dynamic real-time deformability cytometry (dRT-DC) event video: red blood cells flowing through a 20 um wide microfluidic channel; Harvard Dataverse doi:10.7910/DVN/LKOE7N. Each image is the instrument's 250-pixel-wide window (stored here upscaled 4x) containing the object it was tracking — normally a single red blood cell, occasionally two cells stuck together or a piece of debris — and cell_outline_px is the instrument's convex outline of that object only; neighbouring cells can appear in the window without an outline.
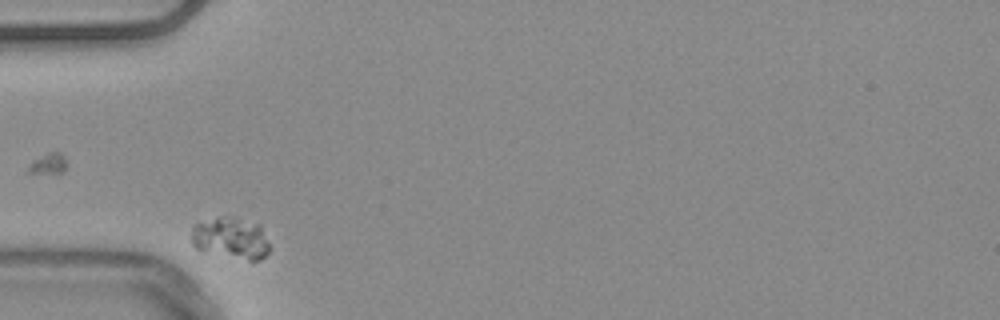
{"species": "common noctule bat (a hibernating species)", "species_latin": "Nyctalus noctula", "temperature_condition": "warm", "stored_images_in_passage": 31, "camera_frame_rate_fps": 3000, "um_per_image_px": 0.085, "animal": {"sex": "male", "body_mass_g": 20.4}, "frame": {"image": 1, "passage_image": 1, "time_ms": 0.0, "image_size_px": [1000, 320], "cell_outline_px": [[268, 252], [260, 260], [248, 260], [196, 248], [192, 244], [192, 224], [220, 216], [224, 216], [260, 224], [268, 244]], "centroid_in_image_um": [19.61, 20.22], "position_along_channel_um": 65.4, "area_um2": 18.38}}
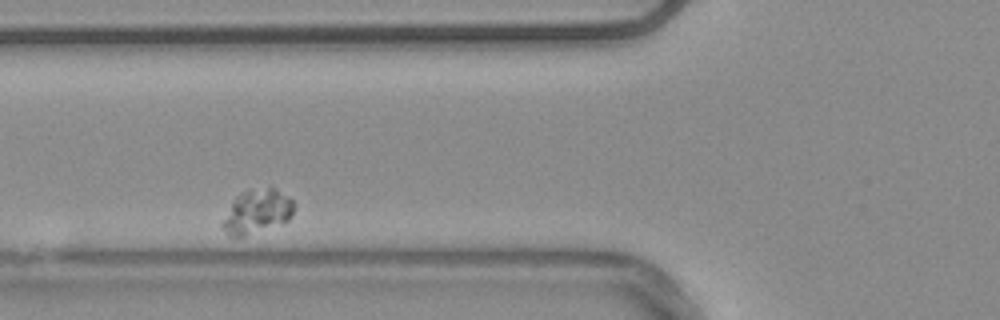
{"frame": {"image": 2, "passage_image": 5, "time_ms": 1.333, "image_size_px": [1000, 320], "cell_outline_px": [[296, 204], [292, 216], [288, 220], [244, 236], [228, 236], [220, 224], [236, 196], [244, 192], [268, 188], [276, 188], [288, 196]], "centroid_in_image_um": [21.86, 17.99], "position_along_channel_um": 103.9, "area_um2": 17.92}}